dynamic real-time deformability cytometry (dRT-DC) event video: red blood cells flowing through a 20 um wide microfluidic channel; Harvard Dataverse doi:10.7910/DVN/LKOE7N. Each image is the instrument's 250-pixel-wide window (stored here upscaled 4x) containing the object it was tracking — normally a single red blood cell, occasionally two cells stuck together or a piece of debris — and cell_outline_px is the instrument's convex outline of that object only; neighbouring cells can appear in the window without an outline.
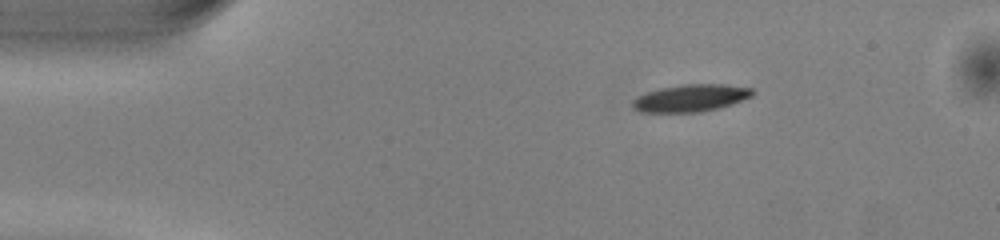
{"species": "common noctule bat (a hibernating species)", "species_latin": "Nyctalus noctula", "temperature_condition": "warm", "stored_images_in_passage": 9, "camera_frame_rate_fps": 3000, "um_per_image_px": 0.085, "animal": {"sex": "male", "body_mass_g": 13.0, "forearm_length_mm": 53.1}, "frame": {"image": 1, "passage_image": 1, "time_ms": 0.0, "image_size_px": [1000, 240], "cell_outline_px": [[752, 96], [716, 108], [700, 112], [640, 112], [632, 108], [632, 100], [636, 96], [660, 88], [684, 84], [720, 84], [752, 88]], "centroid_in_image_um": [58.62, 8.33], "position_along_channel_um": 26.4, "area_um2": 18.73}}
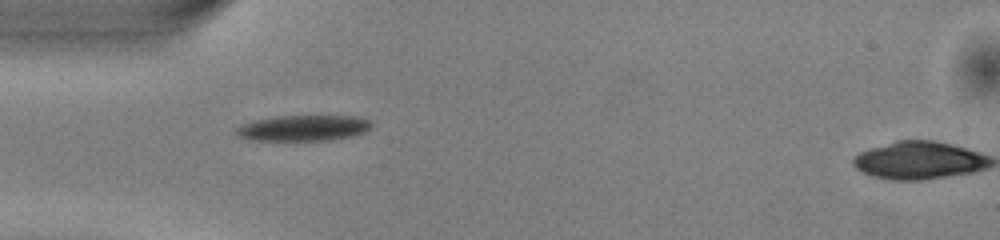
{"frame": {"image": 2, "passage_image": 8, "time_ms": 2.333, "image_size_px": [1000, 240], "cell_outline_px": [[372, 124], [364, 132], [352, 136], [328, 140], [252, 140], [240, 136], [236, 132], [236, 128], [240, 124], [252, 120], [272, 116], [356, 116], [372, 120]], "centroid_in_image_um": [25.77, 10.87], "position_along_channel_um": 59.2, "area_um2": 20.35}}